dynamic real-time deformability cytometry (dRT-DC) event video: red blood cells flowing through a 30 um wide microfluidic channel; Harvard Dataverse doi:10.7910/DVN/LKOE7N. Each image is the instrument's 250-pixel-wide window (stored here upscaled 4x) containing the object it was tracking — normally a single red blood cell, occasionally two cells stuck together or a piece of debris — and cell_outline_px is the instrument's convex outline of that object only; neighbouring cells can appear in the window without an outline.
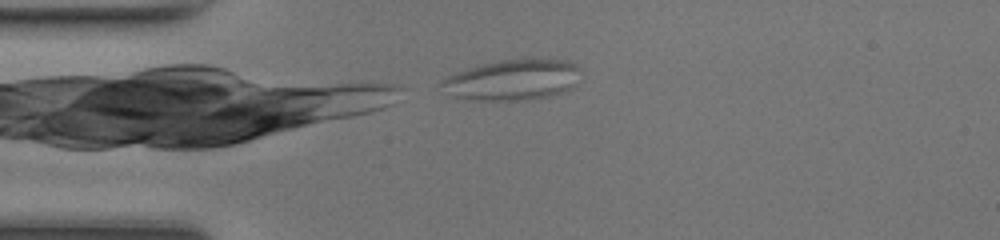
{"species": "common noctule bat (a hibernating species)", "species_latin": "Nyctalus noctula", "temperature_condition": "room temperature", "stored_images_in_passage": 3, "camera_frame_rate_fps": 3000, "um_per_image_px": 0.085, "animal": {"sex": "female", "body_mass_g": 17.0, "forearm_length_mm": 48.0}, "frame": {"image": 1, "passage_image": 3, "time_ms": 0.667, "image_size_px": [1000, 240], "cell_outline_px": [[580, 68], [576, 84], [572, 88], [548, 96], [524, 100], [468, 100], [448, 96], [440, 84], [448, 76], [456, 72], [468, 68], [500, 60], [568, 60], [576, 64]], "centroid_in_image_um": [43.54, 6.81], "position_along_channel_um": 41.5, "area_um2": 32.71}}